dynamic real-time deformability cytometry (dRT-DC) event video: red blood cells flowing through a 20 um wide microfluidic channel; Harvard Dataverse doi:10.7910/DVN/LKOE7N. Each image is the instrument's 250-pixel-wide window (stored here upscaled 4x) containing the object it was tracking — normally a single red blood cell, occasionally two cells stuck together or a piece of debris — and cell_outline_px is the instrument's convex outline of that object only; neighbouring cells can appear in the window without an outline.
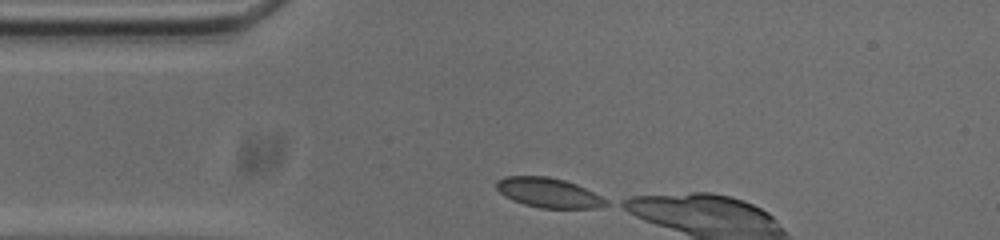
{"species": "common noctule bat (a hibernating species)", "species_latin": "Nyctalus noctula", "temperature_condition": "cold", "stored_images_in_passage": 4, "camera_frame_rate_fps": 3000, "um_per_image_px": 0.085, "animal": {"sex": "male", "body_mass_g": 20.0, "forearm_length_mm": 53.3}, "frame": {"image": 1, "passage_image": 1, "time_ms": 0.0, "image_size_px": [1000, 240], "cell_outline_px": [[608, 204], [596, 208], [540, 208], [524, 204], [512, 200], [504, 196], [496, 188], [496, 180], [504, 176], [548, 176], [564, 180], [576, 184], [608, 200]], "centroid_in_image_um": [46.58, 16.38], "position_along_channel_um": 38.4, "area_um2": 18.9}}